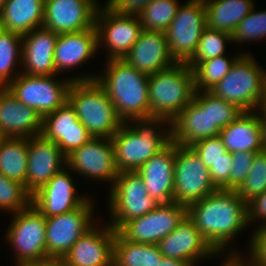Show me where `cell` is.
I'll return each mask as SVG.
<instances>
[{
	"label": "cell",
	"mask_w": 266,
	"mask_h": 266,
	"mask_svg": "<svg viewBox=\"0 0 266 266\" xmlns=\"http://www.w3.org/2000/svg\"><path fill=\"white\" fill-rule=\"evenodd\" d=\"M187 216L218 254L249 225L248 203L236 190H216L190 204Z\"/></svg>",
	"instance_id": "obj_1"
},
{
	"label": "cell",
	"mask_w": 266,
	"mask_h": 266,
	"mask_svg": "<svg viewBox=\"0 0 266 266\" xmlns=\"http://www.w3.org/2000/svg\"><path fill=\"white\" fill-rule=\"evenodd\" d=\"M111 140L118 172L137 171L172 141L171 123L164 117L131 119L122 123Z\"/></svg>",
	"instance_id": "obj_2"
},
{
	"label": "cell",
	"mask_w": 266,
	"mask_h": 266,
	"mask_svg": "<svg viewBox=\"0 0 266 266\" xmlns=\"http://www.w3.org/2000/svg\"><path fill=\"white\" fill-rule=\"evenodd\" d=\"M105 70V75H98L96 81L114 104L118 117L123 122L150 117L149 75L124 59H108Z\"/></svg>",
	"instance_id": "obj_3"
},
{
	"label": "cell",
	"mask_w": 266,
	"mask_h": 266,
	"mask_svg": "<svg viewBox=\"0 0 266 266\" xmlns=\"http://www.w3.org/2000/svg\"><path fill=\"white\" fill-rule=\"evenodd\" d=\"M150 117H164L172 123L193 100L195 83L193 69L175 64L164 71L149 75Z\"/></svg>",
	"instance_id": "obj_4"
},
{
	"label": "cell",
	"mask_w": 266,
	"mask_h": 266,
	"mask_svg": "<svg viewBox=\"0 0 266 266\" xmlns=\"http://www.w3.org/2000/svg\"><path fill=\"white\" fill-rule=\"evenodd\" d=\"M68 102L92 137L111 138L122 125L114 104L96 81H73Z\"/></svg>",
	"instance_id": "obj_5"
},
{
	"label": "cell",
	"mask_w": 266,
	"mask_h": 266,
	"mask_svg": "<svg viewBox=\"0 0 266 266\" xmlns=\"http://www.w3.org/2000/svg\"><path fill=\"white\" fill-rule=\"evenodd\" d=\"M265 81L266 69L246 53L235 61L231 70L210 92L243 112H252L257 111L261 103Z\"/></svg>",
	"instance_id": "obj_6"
},
{
	"label": "cell",
	"mask_w": 266,
	"mask_h": 266,
	"mask_svg": "<svg viewBox=\"0 0 266 266\" xmlns=\"http://www.w3.org/2000/svg\"><path fill=\"white\" fill-rule=\"evenodd\" d=\"M51 76L20 74L6 88L21 103L35 109L42 118L68 102V92L73 81L96 80L97 75L75 76L59 81Z\"/></svg>",
	"instance_id": "obj_7"
},
{
	"label": "cell",
	"mask_w": 266,
	"mask_h": 266,
	"mask_svg": "<svg viewBox=\"0 0 266 266\" xmlns=\"http://www.w3.org/2000/svg\"><path fill=\"white\" fill-rule=\"evenodd\" d=\"M207 28L204 0H187L166 29L169 53L177 64H187L194 56L202 33Z\"/></svg>",
	"instance_id": "obj_8"
},
{
	"label": "cell",
	"mask_w": 266,
	"mask_h": 266,
	"mask_svg": "<svg viewBox=\"0 0 266 266\" xmlns=\"http://www.w3.org/2000/svg\"><path fill=\"white\" fill-rule=\"evenodd\" d=\"M108 224L117 231L124 223L154 210L160 203L148 195L143 178L136 171L119 172L111 185Z\"/></svg>",
	"instance_id": "obj_9"
},
{
	"label": "cell",
	"mask_w": 266,
	"mask_h": 266,
	"mask_svg": "<svg viewBox=\"0 0 266 266\" xmlns=\"http://www.w3.org/2000/svg\"><path fill=\"white\" fill-rule=\"evenodd\" d=\"M6 239L16 251V266L48 259L46 249V218L32 204L13 213Z\"/></svg>",
	"instance_id": "obj_10"
},
{
	"label": "cell",
	"mask_w": 266,
	"mask_h": 266,
	"mask_svg": "<svg viewBox=\"0 0 266 266\" xmlns=\"http://www.w3.org/2000/svg\"><path fill=\"white\" fill-rule=\"evenodd\" d=\"M218 190L209 169L191 146L176 144L174 164V202L188 207Z\"/></svg>",
	"instance_id": "obj_11"
},
{
	"label": "cell",
	"mask_w": 266,
	"mask_h": 266,
	"mask_svg": "<svg viewBox=\"0 0 266 266\" xmlns=\"http://www.w3.org/2000/svg\"><path fill=\"white\" fill-rule=\"evenodd\" d=\"M95 27L98 47L109 49L107 59H123L143 31L138 15L116 12L106 4L97 10Z\"/></svg>",
	"instance_id": "obj_12"
},
{
	"label": "cell",
	"mask_w": 266,
	"mask_h": 266,
	"mask_svg": "<svg viewBox=\"0 0 266 266\" xmlns=\"http://www.w3.org/2000/svg\"><path fill=\"white\" fill-rule=\"evenodd\" d=\"M187 216V207L177 202L160 204L151 212L124 223L117 232L135 243L157 244Z\"/></svg>",
	"instance_id": "obj_13"
},
{
	"label": "cell",
	"mask_w": 266,
	"mask_h": 266,
	"mask_svg": "<svg viewBox=\"0 0 266 266\" xmlns=\"http://www.w3.org/2000/svg\"><path fill=\"white\" fill-rule=\"evenodd\" d=\"M92 204L90 197L75 210L46 218V249L49 258L63 259L77 240L94 226Z\"/></svg>",
	"instance_id": "obj_14"
},
{
	"label": "cell",
	"mask_w": 266,
	"mask_h": 266,
	"mask_svg": "<svg viewBox=\"0 0 266 266\" xmlns=\"http://www.w3.org/2000/svg\"><path fill=\"white\" fill-rule=\"evenodd\" d=\"M221 129L213 122L211 92L196 91L193 100L171 123L172 141L191 146L197 141L218 136Z\"/></svg>",
	"instance_id": "obj_15"
},
{
	"label": "cell",
	"mask_w": 266,
	"mask_h": 266,
	"mask_svg": "<svg viewBox=\"0 0 266 266\" xmlns=\"http://www.w3.org/2000/svg\"><path fill=\"white\" fill-rule=\"evenodd\" d=\"M68 170L113 185L118 176L115 165L114 145L111 138L91 137L67 157Z\"/></svg>",
	"instance_id": "obj_16"
},
{
	"label": "cell",
	"mask_w": 266,
	"mask_h": 266,
	"mask_svg": "<svg viewBox=\"0 0 266 266\" xmlns=\"http://www.w3.org/2000/svg\"><path fill=\"white\" fill-rule=\"evenodd\" d=\"M97 10L89 0H45L43 27L57 34L96 28Z\"/></svg>",
	"instance_id": "obj_17"
},
{
	"label": "cell",
	"mask_w": 266,
	"mask_h": 266,
	"mask_svg": "<svg viewBox=\"0 0 266 266\" xmlns=\"http://www.w3.org/2000/svg\"><path fill=\"white\" fill-rule=\"evenodd\" d=\"M67 169L65 166L31 196V204L45 218L75 210L90 198L86 195H76L78 193Z\"/></svg>",
	"instance_id": "obj_18"
},
{
	"label": "cell",
	"mask_w": 266,
	"mask_h": 266,
	"mask_svg": "<svg viewBox=\"0 0 266 266\" xmlns=\"http://www.w3.org/2000/svg\"><path fill=\"white\" fill-rule=\"evenodd\" d=\"M27 163V192L32 196L67 165V158L56 143L40 134L29 138Z\"/></svg>",
	"instance_id": "obj_19"
},
{
	"label": "cell",
	"mask_w": 266,
	"mask_h": 266,
	"mask_svg": "<svg viewBox=\"0 0 266 266\" xmlns=\"http://www.w3.org/2000/svg\"><path fill=\"white\" fill-rule=\"evenodd\" d=\"M106 224L93 226L77 240L63 257L66 266H113L116 231Z\"/></svg>",
	"instance_id": "obj_20"
},
{
	"label": "cell",
	"mask_w": 266,
	"mask_h": 266,
	"mask_svg": "<svg viewBox=\"0 0 266 266\" xmlns=\"http://www.w3.org/2000/svg\"><path fill=\"white\" fill-rule=\"evenodd\" d=\"M41 134L56 143L66 157L92 137L69 102L43 117Z\"/></svg>",
	"instance_id": "obj_21"
},
{
	"label": "cell",
	"mask_w": 266,
	"mask_h": 266,
	"mask_svg": "<svg viewBox=\"0 0 266 266\" xmlns=\"http://www.w3.org/2000/svg\"><path fill=\"white\" fill-rule=\"evenodd\" d=\"M157 246L164 257L193 263L218 254L188 216Z\"/></svg>",
	"instance_id": "obj_22"
},
{
	"label": "cell",
	"mask_w": 266,
	"mask_h": 266,
	"mask_svg": "<svg viewBox=\"0 0 266 266\" xmlns=\"http://www.w3.org/2000/svg\"><path fill=\"white\" fill-rule=\"evenodd\" d=\"M176 143L171 141L136 172L143 178L148 195L160 204L174 202V164Z\"/></svg>",
	"instance_id": "obj_23"
},
{
	"label": "cell",
	"mask_w": 266,
	"mask_h": 266,
	"mask_svg": "<svg viewBox=\"0 0 266 266\" xmlns=\"http://www.w3.org/2000/svg\"><path fill=\"white\" fill-rule=\"evenodd\" d=\"M123 59L148 75L164 71L176 64L169 53L165 33L144 29Z\"/></svg>",
	"instance_id": "obj_24"
},
{
	"label": "cell",
	"mask_w": 266,
	"mask_h": 266,
	"mask_svg": "<svg viewBox=\"0 0 266 266\" xmlns=\"http://www.w3.org/2000/svg\"><path fill=\"white\" fill-rule=\"evenodd\" d=\"M56 32L39 27L22 35L21 64L26 75H55L54 50L58 38Z\"/></svg>",
	"instance_id": "obj_25"
},
{
	"label": "cell",
	"mask_w": 266,
	"mask_h": 266,
	"mask_svg": "<svg viewBox=\"0 0 266 266\" xmlns=\"http://www.w3.org/2000/svg\"><path fill=\"white\" fill-rule=\"evenodd\" d=\"M42 116L0 88V131L7 137L31 138L42 132Z\"/></svg>",
	"instance_id": "obj_26"
},
{
	"label": "cell",
	"mask_w": 266,
	"mask_h": 266,
	"mask_svg": "<svg viewBox=\"0 0 266 266\" xmlns=\"http://www.w3.org/2000/svg\"><path fill=\"white\" fill-rule=\"evenodd\" d=\"M97 49L98 34L96 28L59 34L54 50L55 75L87 62L90 57L94 58Z\"/></svg>",
	"instance_id": "obj_27"
},
{
	"label": "cell",
	"mask_w": 266,
	"mask_h": 266,
	"mask_svg": "<svg viewBox=\"0 0 266 266\" xmlns=\"http://www.w3.org/2000/svg\"><path fill=\"white\" fill-rule=\"evenodd\" d=\"M243 112L235 121L223 127L219 136L227 151L257 153L263 150L259 113Z\"/></svg>",
	"instance_id": "obj_28"
},
{
	"label": "cell",
	"mask_w": 266,
	"mask_h": 266,
	"mask_svg": "<svg viewBox=\"0 0 266 266\" xmlns=\"http://www.w3.org/2000/svg\"><path fill=\"white\" fill-rule=\"evenodd\" d=\"M45 0H7L0 12V29L21 35L42 27Z\"/></svg>",
	"instance_id": "obj_29"
},
{
	"label": "cell",
	"mask_w": 266,
	"mask_h": 266,
	"mask_svg": "<svg viewBox=\"0 0 266 266\" xmlns=\"http://www.w3.org/2000/svg\"><path fill=\"white\" fill-rule=\"evenodd\" d=\"M204 4L207 27L231 35L254 7L253 0H204Z\"/></svg>",
	"instance_id": "obj_30"
},
{
	"label": "cell",
	"mask_w": 266,
	"mask_h": 266,
	"mask_svg": "<svg viewBox=\"0 0 266 266\" xmlns=\"http://www.w3.org/2000/svg\"><path fill=\"white\" fill-rule=\"evenodd\" d=\"M162 257L157 244L131 242L116 231L113 266H159Z\"/></svg>",
	"instance_id": "obj_31"
},
{
	"label": "cell",
	"mask_w": 266,
	"mask_h": 266,
	"mask_svg": "<svg viewBox=\"0 0 266 266\" xmlns=\"http://www.w3.org/2000/svg\"><path fill=\"white\" fill-rule=\"evenodd\" d=\"M29 138L7 137L0 146V173L22 183L27 191Z\"/></svg>",
	"instance_id": "obj_32"
},
{
	"label": "cell",
	"mask_w": 266,
	"mask_h": 266,
	"mask_svg": "<svg viewBox=\"0 0 266 266\" xmlns=\"http://www.w3.org/2000/svg\"><path fill=\"white\" fill-rule=\"evenodd\" d=\"M21 57L22 35L0 29V88L6 87L20 74L13 69Z\"/></svg>",
	"instance_id": "obj_33"
},
{
	"label": "cell",
	"mask_w": 266,
	"mask_h": 266,
	"mask_svg": "<svg viewBox=\"0 0 266 266\" xmlns=\"http://www.w3.org/2000/svg\"><path fill=\"white\" fill-rule=\"evenodd\" d=\"M242 55L229 58L225 55L198 62L192 69L195 91H210L231 70L235 61Z\"/></svg>",
	"instance_id": "obj_34"
},
{
	"label": "cell",
	"mask_w": 266,
	"mask_h": 266,
	"mask_svg": "<svg viewBox=\"0 0 266 266\" xmlns=\"http://www.w3.org/2000/svg\"><path fill=\"white\" fill-rule=\"evenodd\" d=\"M180 5L177 0H152L137 14L142 28L165 32L176 16Z\"/></svg>",
	"instance_id": "obj_35"
},
{
	"label": "cell",
	"mask_w": 266,
	"mask_h": 266,
	"mask_svg": "<svg viewBox=\"0 0 266 266\" xmlns=\"http://www.w3.org/2000/svg\"><path fill=\"white\" fill-rule=\"evenodd\" d=\"M225 42H232L231 34L223 31L211 30L207 27L202 33L194 56L187 65L193 68L198 62L226 55Z\"/></svg>",
	"instance_id": "obj_36"
},
{
	"label": "cell",
	"mask_w": 266,
	"mask_h": 266,
	"mask_svg": "<svg viewBox=\"0 0 266 266\" xmlns=\"http://www.w3.org/2000/svg\"><path fill=\"white\" fill-rule=\"evenodd\" d=\"M244 202H250L266 191V151L255 153L247 178L236 190Z\"/></svg>",
	"instance_id": "obj_37"
},
{
	"label": "cell",
	"mask_w": 266,
	"mask_h": 266,
	"mask_svg": "<svg viewBox=\"0 0 266 266\" xmlns=\"http://www.w3.org/2000/svg\"><path fill=\"white\" fill-rule=\"evenodd\" d=\"M31 204V195L25 186L0 173V210L17 213Z\"/></svg>",
	"instance_id": "obj_38"
},
{
	"label": "cell",
	"mask_w": 266,
	"mask_h": 266,
	"mask_svg": "<svg viewBox=\"0 0 266 266\" xmlns=\"http://www.w3.org/2000/svg\"><path fill=\"white\" fill-rule=\"evenodd\" d=\"M266 39V10L251 12L237 25L232 34V42L242 43Z\"/></svg>",
	"instance_id": "obj_39"
},
{
	"label": "cell",
	"mask_w": 266,
	"mask_h": 266,
	"mask_svg": "<svg viewBox=\"0 0 266 266\" xmlns=\"http://www.w3.org/2000/svg\"><path fill=\"white\" fill-rule=\"evenodd\" d=\"M191 147L208 169L218 160H232L231 153L227 151L219 135L197 141Z\"/></svg>",
	"instance_id": "obj_40"
},
{
	"label": "cell",
	"mask_w": 266,
	"mask_h": 266,
	"mask_svg": "<svg viewBox=\"0 0 266 266\" xmlns=\"http://www.w3.org/2000/svg\"><path fill=\"white\" fill-rule=\"evenodd\" d=\"M255 153L237 151L231 153L230 190H237L247 178Z\"/></svg>",
	"instance_id": "obj_41"
},
{
	"label": "cell",
	"mask_w": 266,
	"mask_h": 266,
	"mask_svg": "<svg viewBox=\"0 0 266 266\" xmlns=\"http://www.w3.org/2000/svg\"><path fill=\"white\" fill-rule=\"evenodd\" d=\"M211 106L214 125H219L221 128L232 123L243 114L240 108L215 96L213 93H211Z\"/></svg>",
	"instance_id": "obj_42"
},
{
	"label": "cell",
	"mask_w": 266,
	"mask_h": 266,
	"mask_svg": "<svg viewBox=\"0 0 266 266\" xmlns=\"http://www.w3.org/2000/svg\"><path fill=\"white\" fill-rule=\"evenodd\" d=\"M254 231L249 242L250 259L246 263L249 266H266V225H261Z\"/></svg>",
	"instance_id": "obj_43"
},
{
	"label": "cell",
	"mask_w": 266,
	"mask_h": 266,
	"mask_svg": "<svg viewBox=\"0 0 266 266\" xmlns=\"http://www.w3.org/2000/svg\"><path fill=\"white\" fill-rule=\"evenodd\" d=\"M232 160H218L209 168L213 185L219 190H230Z\"/></svg>",
	"instance_id": "obj_44"
},
{
	"label": "cell",
	"mask_w": 266,
	"mask_h": 266,
	"mask_svg": "<svg viewBox=\"0 0 266 266\" xmlns=\"http://www.w3.org/2000/svg\"><path fill=\"white\" fill-rule=\"evenodd\" d=\"M152 0H107L106 5L122 14H139Z\"/></svg>",
	"instance_id": "obj_45"
},
{
	"label": "cell",
	"mask_w": 266,
	"mask_h": 266,
	"mask_svg": "<svg viewBox=\"0 0 266 266\" xmlns=\"http://www.w3.org/2000/svg\"><path fill=\"white\" fill-rule=\"evenodd\" d=\"M257 219L263 221L260 226L266 225V191L248 202V223Z\"/></svg>",
	"instance_id": "obj_46"
},
{
	"label": "cell",
	"mask_w": 266,
	"mask_h": 266,
	"mask_svg": "<svg viewBox=\"0 0 266 266\" xmlns=\"http://www.w3.org/2000/svg\"><path fill=\"white\" fill-rule=\"evenodd\" d=\"M246 258L249 257L240 256V253L231 252L230 255L226 257V261L224 260V263L221 266H249L246 263Z\"/></svg>",
	"instance_id": "obj_47"
},
{
	"label": "cell",
	"mask_w": 266,
	"mask_h": 266,
	"mask_svg": "<svg viewBox=\"0 0 266 266\" xmlns=\"http://www.w3.org/2000/svg\"><path fill=\"white\" fill-rule=\"evenodd\" d=\"M21 266H66L63 259L48 258L41 261L30 262Z\"/></svg>",
	"instance_id": "obj_48"
},
{
	"label": "cell",
	"mask_w": 266,
	"mask_h": 266,
	"mask_svg": "<svg viewBox=\"0 0 266 266\" xmlns=\"http://www.w3.org/2000/svg\"><path fill=\"white\" fill-rule=\"evenodd\" d=\"M196 264L190 261H179L176 259H170L167 257H162L159 262V266H195Z\"/></svg>",
	"instance_id": "obj_49"
},
{
	"label": "cell",
	"mask_w": 266,
	"mask_h": 266,
	"mask_svg": "<svg viewBox=\"0 0 266 266\" xmlns=\"http://www.w3.org/2000/svg\"><path fill=\"white\" fill-rule=\"evenodd\" d=\"M261 123V133H262V146L263 150L266 151V115H259Z\"/></svg>",
	"instance_id": "obj_50"
},
{
	"label": "cell",
	"mask_w": 266,
	"mask_h": 266,
	"mask_svg": "<svg viewBox=\"0 0 266 266\" xmlns=\"http://www.w3.org/2000/svg\"><path fill=\"white\" fill-rule=\"evenodd\" d=\"M260 110L259 115H266V81L264 84V89H263V95H262V100L261 103L257 109V111Z\"/></svg>",
	"instance_id": "obj_51"
},
{
	"label": "cell",
	"mask_w": 266,
	"mask_h": 266,
	"mask_svg": "<svg viewBox=\"0 0 266 266\" xmlns=\"http://www.w3.org/2000/svg\"><path fill=\"white\" fill-rule=\"evenodd\" d=\"M7 139V136L0 131V146L2 145V143Z\"/></svg>",
	"instance_id": "obj_52"
},
{
	"label": "cell",
	"mask_w": 266,
	"mask_h": 266,
	"mask_svg": "<svg viewBox=\"0 0 266 266\" xmlns=\"http://www.w3.org/2000/svg\"><path fill=\"white\" fill-rule=\"evenodd\" d=\"M97 9H99L100 7H102V6H100V4L99 3H96V2H98V1H96V0H89Z\"/></svg>",
	"instance_id": "obj_53"
},
{
	"label": "cell",
	"mask_w": 266,
	"mask_h": 266,
	"mask_svg": "<svg viewBox=\"0 0 266 266\" xmlns=\"http://www.w3.org/2000/svg\"><path fill=\"white\" fill-rule=\"evenodd\" d=\"M7 0H0V12L2 11L3 9V6L5 5Z\"/></svg>",
	"instance_id": "obj_54"
}]
</instances>
